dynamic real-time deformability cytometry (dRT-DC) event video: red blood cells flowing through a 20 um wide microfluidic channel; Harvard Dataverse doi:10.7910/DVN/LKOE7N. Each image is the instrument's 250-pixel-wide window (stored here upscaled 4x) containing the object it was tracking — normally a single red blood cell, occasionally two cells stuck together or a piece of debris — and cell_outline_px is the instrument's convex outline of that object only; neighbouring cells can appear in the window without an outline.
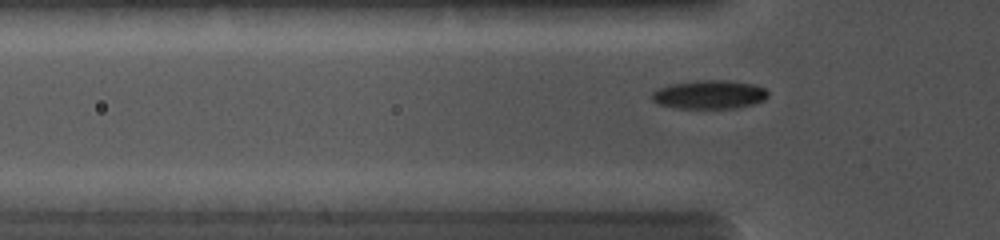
{"species": "common noctule bat (a hibernating species)", "species_latin": "Nyctalus noctula", "temperature_condition": "cold", "stored_images_in_passage": 54, "camera_frame_rate_fps": 5000, "um_per_image_px": 0.085, "animal": {"sex": "female", "body_mass_g": 19.0, "forearm_length_mm": 56.7}, "frame": {"image": 1, "passage_image": 17, "time_ms": 4.2, "image_size_px": [1000, 240], "cell_outline_px": [[768, 96], [764, 100], [752, 104], [736, 108], [676, 108], [656, 104], [652, 100], [652, 92], [668, 84], [696, 80], [728, 80], [752, 84], [764, 88], [768, 92]], "centroid_in_image_um": [60.27, 8.03], "position_along_channel_um": 65.5, "area_um2": 19.48}}
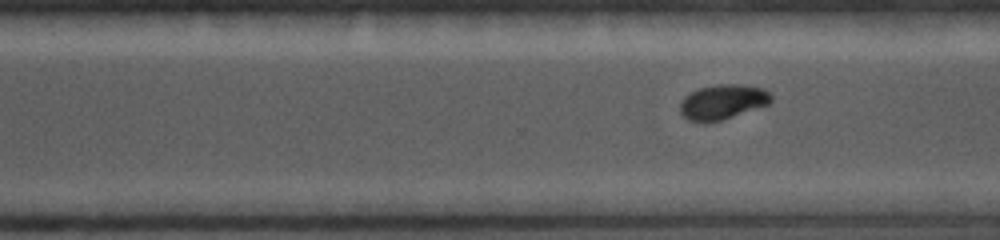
{"frame": {"image": 2, "passage_image": 38, "time_ms": 9.6, "image_size_px": [1000, 240], "cell_outline_px": [[772, 100], [768, 104], [720, 120], [704, 124], [700, 124], [688, 120], [680, 112], [680, 104], [684, 96], [700, 88], [716, 84], [736, 84], [764, 88], [772, 96]], "centroid_in_image_um": [61.39, 8.67], "position_along_channel_um": 309.2, "area_um2": 18.44}}
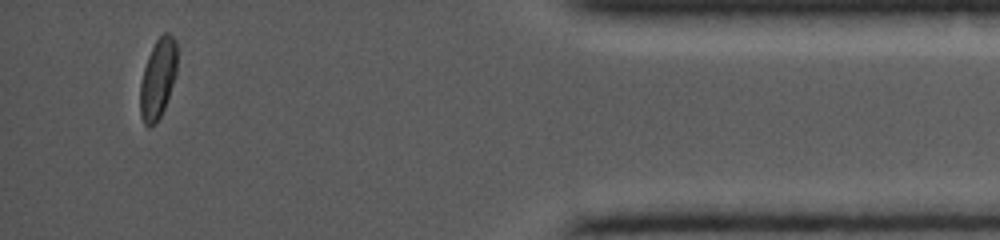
{"frame": {"image": 3, "passage_image": 51, "time_ms": 13.0, "image_size_px": [1000, 240], "cell_outline_px": [[176, 76], [164, 108], [160, 116], [148, 128], [144, 124], [140, 116], [140, 84], [144, 68], [148, 56], [156, 40], [164, 32], [168, 32], [176, 40]], "centroid_in_image_um": [13.41, 6.67], "position_along_channel_um": 421.8, "area_um2": 17.05}}